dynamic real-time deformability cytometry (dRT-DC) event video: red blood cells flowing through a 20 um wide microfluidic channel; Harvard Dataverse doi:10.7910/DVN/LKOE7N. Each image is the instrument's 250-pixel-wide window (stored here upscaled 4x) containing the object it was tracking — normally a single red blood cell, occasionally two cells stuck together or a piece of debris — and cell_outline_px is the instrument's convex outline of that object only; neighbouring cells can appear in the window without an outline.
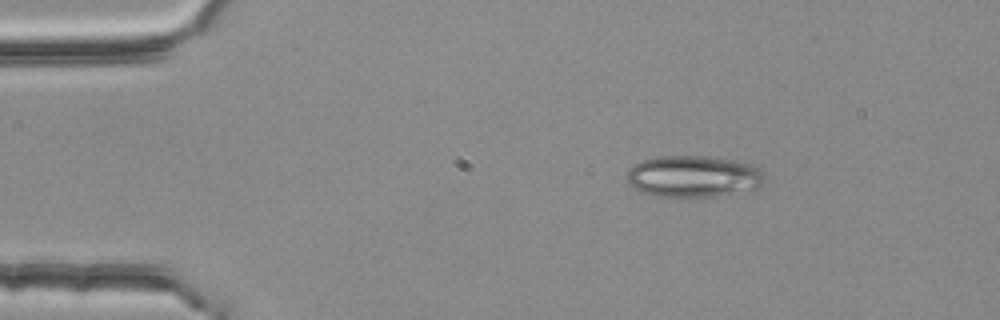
{"species": "common noctule bat (a hibernating species)", "species_latin": "Nyctalus noctula", "temperature_condition": "room temperature", "stored_images_in_passage": 3, "camera_frame_rate_fps": 3000, "um_per_image_px": 0.085, "animal": {"sex": "female", "body_mass_g": 25.1}, "frame": {"image": 1, "passage_image": 2, "time_ms": 0.333, "image_size_px": [1000, 320], "cell_outline_px": [[764, 184], [756, 188], [716, 196], [656, 196], [640, 192], [632, 188], [628, 184], [624, 176], [628, 168], [640, 160], [656, 156], [704, 156], [736, 160], [756, 164], [760, 168], [764, 176]], "centroid_in_image_um": [58.89, 14.97], "position_along_channel_um": 26.1, "area_um2": 33.93}}